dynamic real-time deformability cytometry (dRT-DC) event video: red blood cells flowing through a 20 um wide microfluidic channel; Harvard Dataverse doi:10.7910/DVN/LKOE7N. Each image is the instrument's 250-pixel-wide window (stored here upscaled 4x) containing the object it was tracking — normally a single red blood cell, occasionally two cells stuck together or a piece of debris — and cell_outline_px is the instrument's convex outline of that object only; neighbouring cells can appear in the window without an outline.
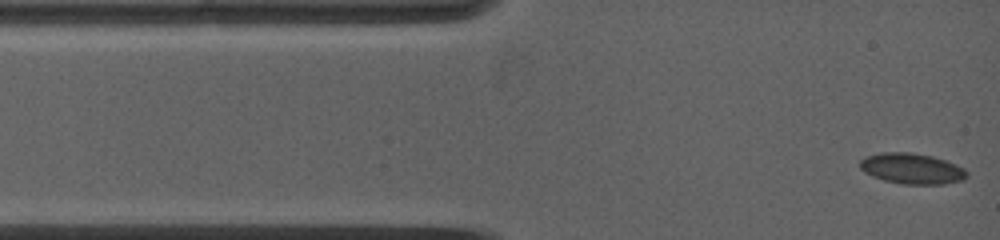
{"species": "common noctule bat (a hibernating species)", "species_latin": "Nyctalus noctula", "temperature_condition": "warm", "stored_images_in_passage": 66, "camera_frame_rate_fps": 5000, "um_per_image_px": 0.085, "animal": {"sex": "female", "body_mass_g": 19.0, "forearm_length_mm": 53.3}, "frame": {"image": 1, "passage_image": 1, "time_ms": 0.0, "image_size_px": [1000, 240], "cell_outline_px": [[968, 176], [964, 180], [944, 184], [900, 184], [884, 180], [872, 176], [864, 172], [860, 168], [860, 160], [868, 156], [880, 152], [912, 152], [932, 156], [956, 164], [964, 168], [968, 172]], "centroid_in_image_um": [77.53, 14.33], "position_along_channel_um": 7.5, "area_um2": 19.25}}
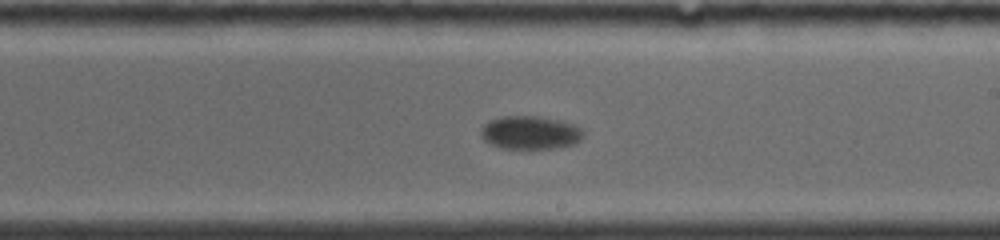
{"frame": {"image": 2, "passage_image": 29, "time_ms": 8.2, "image_size_px": [1000, 240], "cell_outline_px": [[584, 136], [576, 144], [552, 148], [500, 148], [484, 140], [480, 136], [480, 128], [488, 120], [504, 116], [536, 116], [556, 120], [572, 124], [580, 128], [584, 132]], "centroid_in_image_um": [45.04, 11.27], "position_along_channel_um": 244.0, "area_um2": 19.83}}
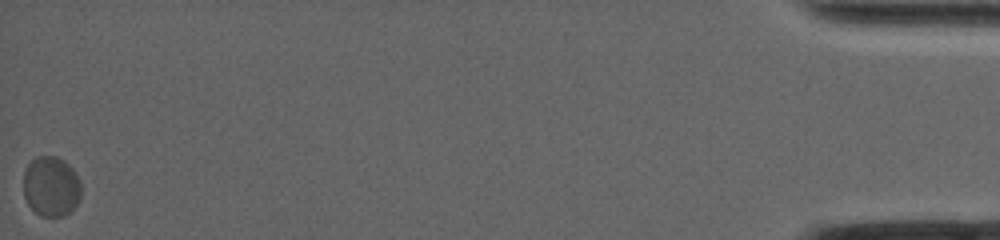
{"frame": {"image": 3, "passage_image": 66, "time_ms": 18.4, "image_size_px": [1000, 240], "cell_outline_px": [[80, 200], [64, 216], [40, 216], [28, 204], [24, 196], [24, 168], [36, 156], [56, 156], [64, 160], [76, 172], [80, 180]], "centroid_in_image_um": [4.34, 15.82], "position_along_channel_um": 430.9, "area_um2": 20.29}}